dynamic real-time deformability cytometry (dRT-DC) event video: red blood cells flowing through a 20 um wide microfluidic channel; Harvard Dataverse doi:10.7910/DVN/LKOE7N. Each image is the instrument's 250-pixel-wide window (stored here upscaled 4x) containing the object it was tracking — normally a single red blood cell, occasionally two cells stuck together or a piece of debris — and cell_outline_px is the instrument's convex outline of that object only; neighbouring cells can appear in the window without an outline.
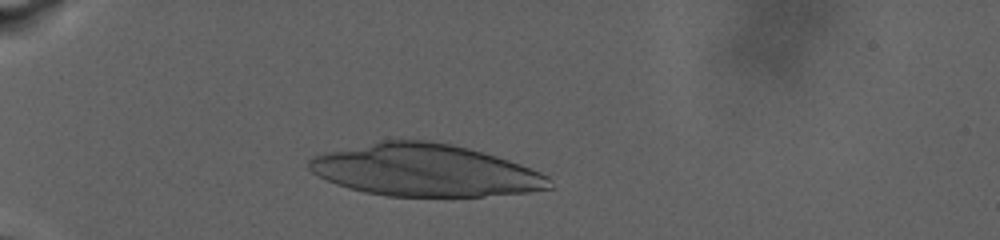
{"species": "human", "species_latin": "Homo sapiens", "temperature_condition": "warm", "stored_images_in_passage": 29, "camera_frame_rate_fps": 3000, "um_per_image_px": 0.085, "donor": {"sex": "male"}, "frame": {"image": 1, "passage_image": 18, "time_ms": 4.333, "image_size_px": [1000, 240], "cell_outline_px": [[552, 188], [528, 192], [484, 196], [388, 196], [364, 192], [348, 188], [336, 184], [312, 172], [308, 168], [308, 160], [312, 156], [324, 152], [380, 140], [428, 140], [452, 144], [484, 152], [520, 164], [540, 172], [548, 176], [552, 180]], "centroid_in_image_um": [36.12, 14.47], "position_along_channel_um": 48.9, "area_um2": 73.12}}